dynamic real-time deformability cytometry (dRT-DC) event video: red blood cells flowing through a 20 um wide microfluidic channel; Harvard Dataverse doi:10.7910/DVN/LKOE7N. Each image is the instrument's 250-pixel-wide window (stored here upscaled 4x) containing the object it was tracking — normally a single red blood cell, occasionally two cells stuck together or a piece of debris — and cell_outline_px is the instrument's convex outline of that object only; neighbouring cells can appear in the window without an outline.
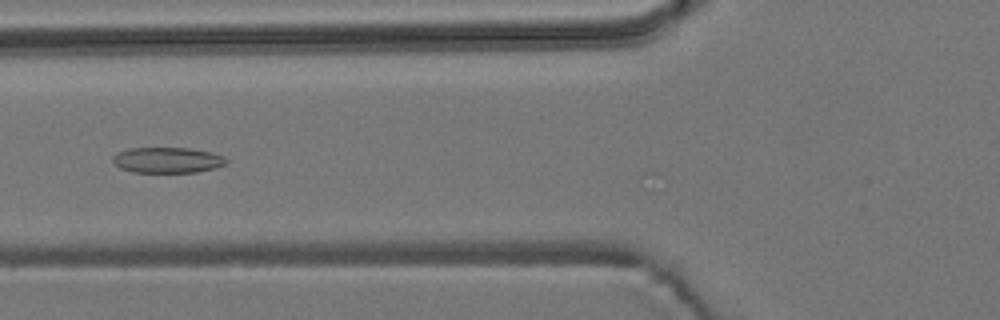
{"species": "common noctule bat (a hibernating species)", "species_latin": "Nyctalus noctula", "temperature_condition": "room temperature", "stored_images_in_passage": 8, "camera_frame_rate_fps": 3000, "um_per_image_px": 0.085, "animal": {"sex": "male", "body_mass_g": 19.2, "forearm_length_mm": 51.8}, "frame": {"image": 1, "passage_image": 5, "time_ms": 1.333, "image_size_px": [1000, 320], "cell_outline_px": [[228, 164], [216, 168], [196, 172], [132, 172], [120, 168], [112, 160], [120, 152], [132, 148], [188, 148], [212, 152], [224, 156], [228, 160]], "centroid_in_image_um": [14.32, 13.61], "position_along_channel_um": 111.5, "area_um2": 16.88}}
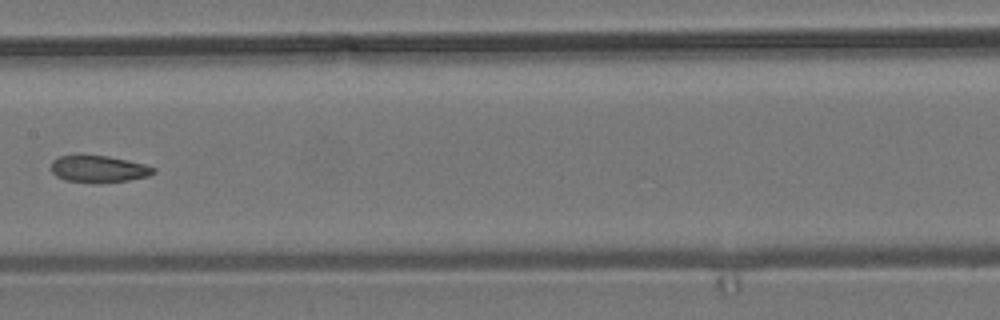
{"frame": {"image": 2, "passage_image": 7, "time_ms": 2.0, "image_size_px": [1000, 320], "cell_outline_px": [[156, 172], [148, 176], [128, 180], [96, 184], [64, 180], [56, 176], [52, 172], [52, 160], [60, 156], [108, 156], [128, 160], [144, 164], [156, 168]], "centroid_in_image_um": [8.4, 14.39], "position_along_channel_um": 199.0, "area_um2": 16.07}}
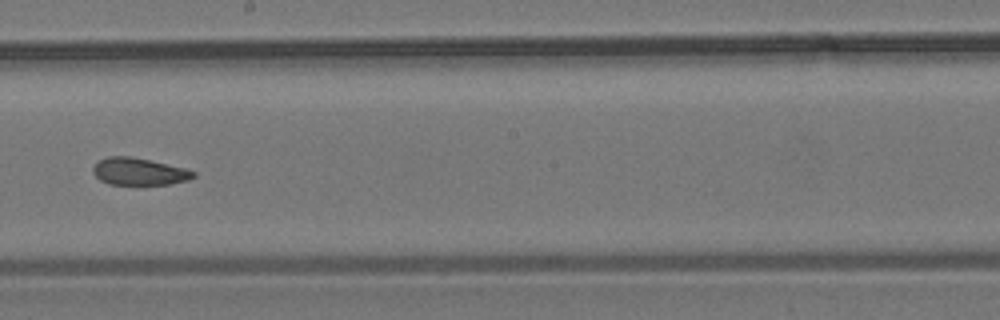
{"frame": {"image": 3, "passage_image": 8, "time_ms": 2.333, "image_size_px": [1000, 320], "cell_outline_px": [[196, 176], [188, 180], [168, 184], [108, 184], [100, 180], [92, 172], [92, 168], [100, 160], [108, 156], [132, 156], [184, 168], [196, 172]], "centroid_in_image_um": [11.81, 14.58], "position_along_channel_um": 236.4, "area_um2": 15.78}}